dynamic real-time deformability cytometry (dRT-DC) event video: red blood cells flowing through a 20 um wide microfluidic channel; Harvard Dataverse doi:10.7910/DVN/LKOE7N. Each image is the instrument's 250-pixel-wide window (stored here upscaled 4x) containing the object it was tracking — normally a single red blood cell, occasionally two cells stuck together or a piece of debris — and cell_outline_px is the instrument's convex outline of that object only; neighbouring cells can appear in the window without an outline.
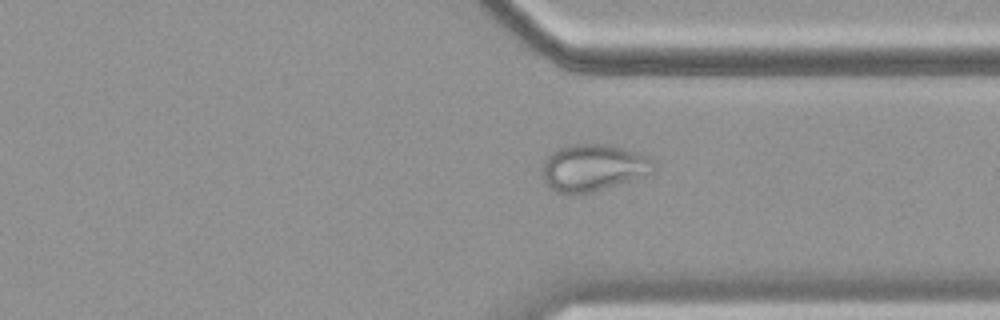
{"species": "common noctule bat (a hibernating species)", "species_latin": "Nyctalus noctula", "temperature_condition": "cold", "stored_images_in_passage": 56, "camera_frame_rate_fps": 3000, "um_per_image_px": 0.085, "animal": {"sex": "female", "body_mass_g": 19.9}, "frame": {"image": 1, "passage_image": 42, "time_ms": 13.667, "image_size_px": [1000, 320], "cell_outline_px": [[656, 172], [592, 192], [556, 192], [548, 188], [544, 184], [540, 176], [540, 168], [544, 160], [552, 152], [568, 144], [616, 144], [648, 156], [656, 160]], "centroid_in_image_um": [50.43, 14.22], "position_along_channel_um": 361.0, "area_um2": 31.04}}
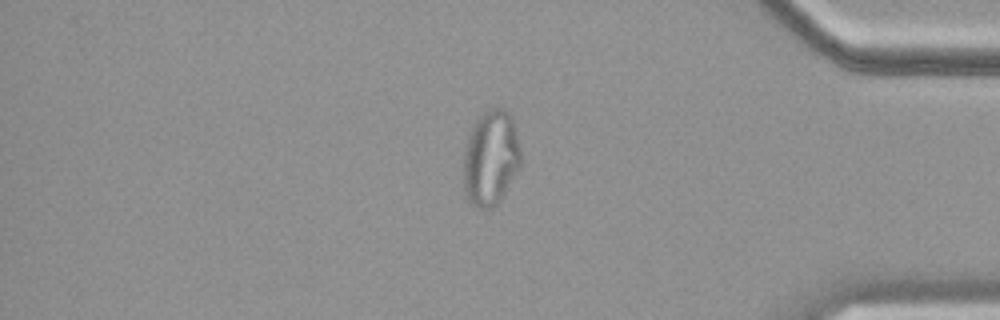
{"frame": {"image": 2, "passage_image": 47, "time_ms": 15.333, "image_size_px": [1000, 320], "cell_outline_px": [[520, 164], [504, 192], [496, 204], [488, 212], [472, 204], [468, 200], [464, 188], [464, 152], [468, 136], [476, 120], [488, 108], [504, 108], [512, 116], [520, 144]], "centroid_in_image_um": [41.71, 13.41], "position_along_channel_um": 393.5, "area_um2": 31.62}}